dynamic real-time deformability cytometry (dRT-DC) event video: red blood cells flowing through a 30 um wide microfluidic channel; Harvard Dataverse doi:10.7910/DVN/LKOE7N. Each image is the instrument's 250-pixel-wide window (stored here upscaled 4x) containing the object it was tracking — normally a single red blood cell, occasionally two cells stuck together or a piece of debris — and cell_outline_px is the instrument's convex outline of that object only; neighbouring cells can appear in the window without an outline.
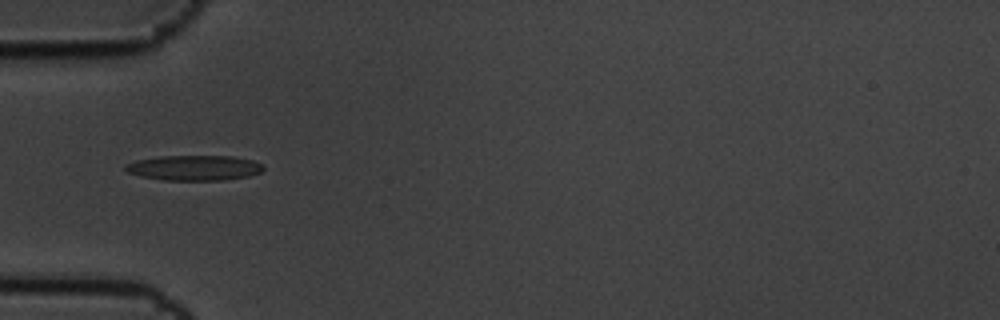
{"species": "common noctule bat (a hibernating species)", "species_latin": "Nyctalus noctula", "temperature_condition": "cold", "stored_images_in_passage": 9, "camera_frame_rate_fps": 3000, "um_per_image_px": 0.085, "animal": {"sex": "male", "body_mass_g": 19.5, "forearm_length_mm": 54.6}, "frame": {"image": 1, "passage_image": 6, "time_ms": 1.667, "image_size_px": [1000, 320], "cell_outline_px": [[264, 168], [260, 172], [248, 176], [224, 180], [164, 180], [140, 176], [128, 172], [124, 168], [124, 164], [136, 160], [160, 156], [232, 156], [252, 160], [264, 164]], "centroid_in_image_um": [16.5, 14.26], "position_along_channel_um": 68.5, "area_um2": 20.29}}
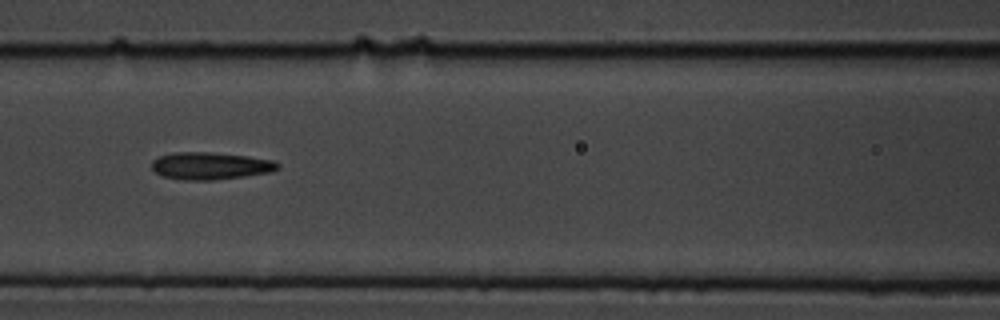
{"frame": {"image": 2, "passage_image": 8, "time_ms": 2.333, "image_size_px": [1000, 320], "cell_outline_px": [[280, 168], [272, 172], [244, 176], [212, 180], [184, 180], [164, 176], [156, 172], [152, 168], [152, 160], [160, 156], [176, 152], [208, 152], [248, 156], [272, 160], [280, 164]], "centroid_in_image_um": [17.91, 14.09], "position_along_channel_um": 148.7, "area_um2": 19.94}}
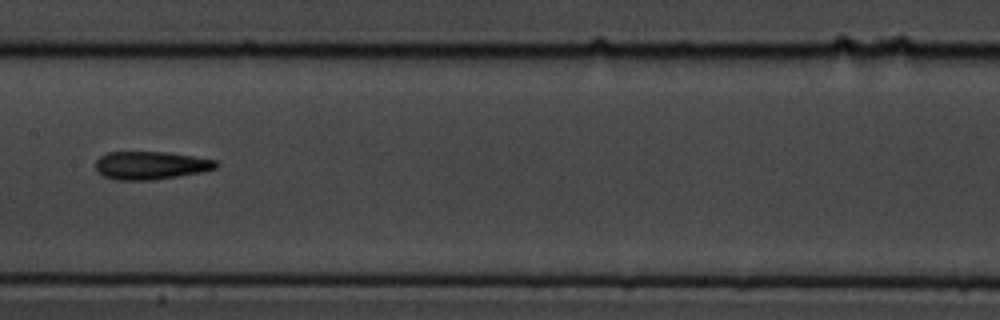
{"frame": {"image": 3, "passage_image": 9, "time_ms": 2.667, "image_size_px": [1000, 320], "cell_outline_px": [[216, 168], [200, 172], [152, 180], [116, 180], [104, 176], [96, 168], [96, 160], [100, 156], [108, 152], [164, 152], [192, 156], [216, 160]], "centroid_in_image_um": [12.77, 14.05], "position_along_channel_um": 194.6, "area_um2": 19.36}}